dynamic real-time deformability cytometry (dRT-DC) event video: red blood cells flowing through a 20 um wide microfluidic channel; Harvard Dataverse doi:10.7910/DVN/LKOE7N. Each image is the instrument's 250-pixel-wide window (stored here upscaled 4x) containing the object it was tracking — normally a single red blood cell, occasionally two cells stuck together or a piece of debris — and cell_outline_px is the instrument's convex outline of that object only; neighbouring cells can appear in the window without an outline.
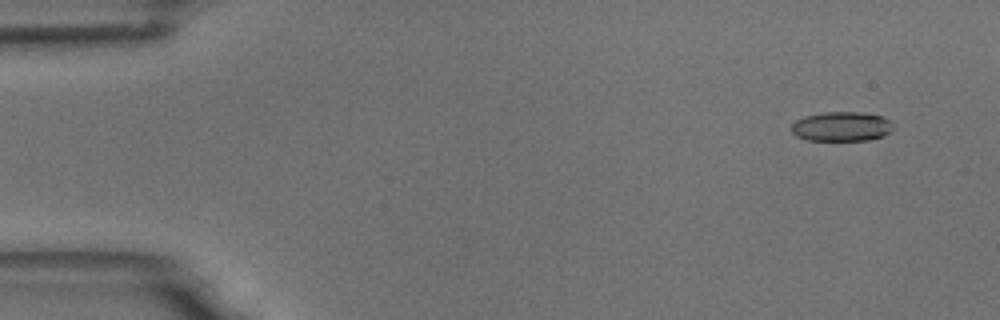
{"species": "common noctule bat (a hibernating species)", "species_latin": "Nyctalus noctula", "temperature_condition": "room temperature", "stored_images_in_passage": 4, "camera_frame_rate_fps": 3000, "um_per_image_px": 0.085, "animal": {"sex": "male", "body_mass_g": 18.8}, "frame": {"image": 1, "passage_image": 1, "time_ms": 0.0, "image_size_px": [1000, 320], "cell_outline_px": [[892, 128], [884, 136], [868, 140], [804, 140], [796, 136], [792, 132], [792, 124], [796, 120], [804, 116], [824, 112], [860, 112], [880, 116], [888, 120], [892, 124]], "centroid_in_image_um": [71.49, 10.76], "position_along_channel_um": 13.5, "area_um2": 17.4}}